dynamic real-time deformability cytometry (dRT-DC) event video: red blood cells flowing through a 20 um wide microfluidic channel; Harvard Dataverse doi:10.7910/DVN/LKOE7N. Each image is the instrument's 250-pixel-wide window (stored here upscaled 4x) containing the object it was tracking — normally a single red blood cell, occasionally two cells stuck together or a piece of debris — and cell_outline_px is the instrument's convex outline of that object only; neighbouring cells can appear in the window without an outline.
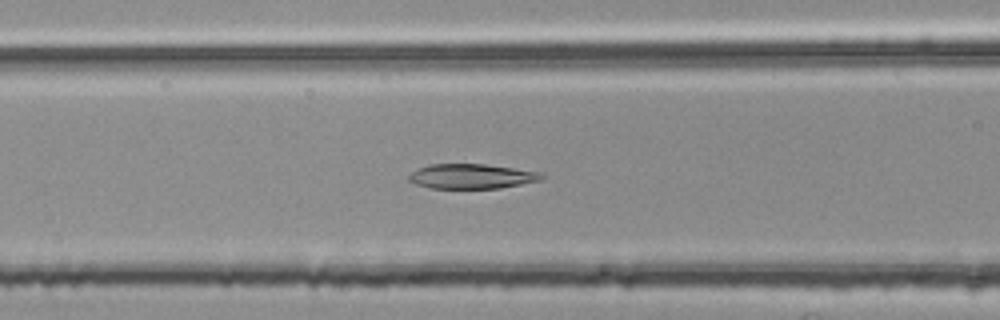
{"species": "common noctule bat (a hibernating species)", "species_latin": "Nyctalus noctula", "temperature_condition": "room temperature", "stored_images_in_passage": 41, "camera_frame_rate_fps": 3000, "um_per_image_px": 0.085, "animal": {"sex": "female", "body_mass_g": 25.1}, "frame": {"image": 1, "passage_image": 10, "time_ms": 3.0, "image_size_px": [1000, 320], "cell_outline_px": [[544, 176], [540, 180], [500, 188], [432, 188], [416, 184], [408, 180], [408, 176], [412, 172], [428, 164], [484, 164], [540, 172]], "centroid_in_image_um": [40.06, 14.98], "position_along_channel_um": 126.5, "area_um2": 18.9}}
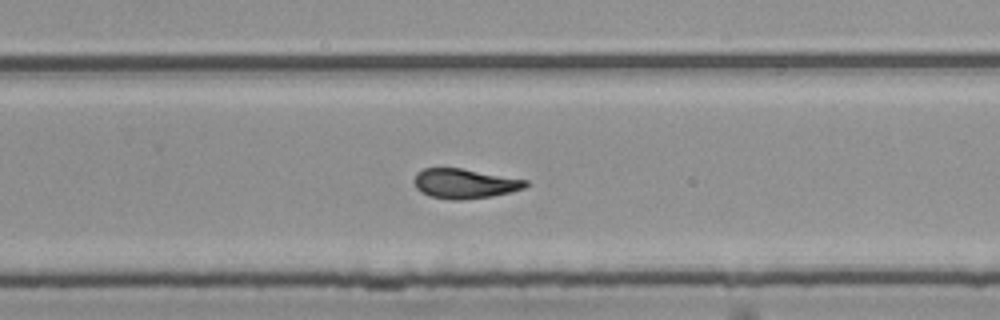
{"frame": {"image": 2, "passage_image": 23, "time_ms": 7.333, "image_size_px": [1000, 320], "cell_outline_px": [[528, 184], [524, 188], [512, 192], [492, 196], [460, 200], [452, 200], [432, 196], [416, 188], [412, 180], [416, 172], [424, 168], [460, 168], [528, 180]], "centroid_in_image_um": [39.49, 15.6], "position_along_channel_um": 290.3, "area_um2": 19.25}}
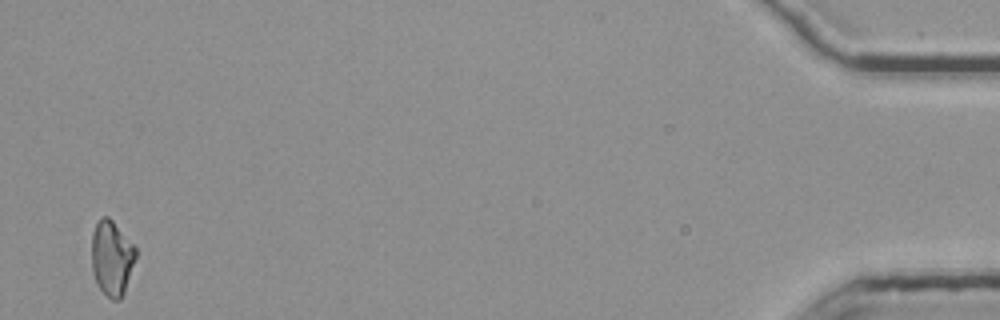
{"frame": {"image": 3, "passage_image": 41, "time_ms": 13.333, "image_size_px": [1000, 320], "cell_outline_px": [[136, 256], [124, 292], [120, 300], [112, 300], [96, 284], [92, 272], [92, 232], [100, 216], [108, 216], [112, 220], [136, 248]], "centroid_in_image_um": [9.48, 21.92], "position_along_channel_um": 425.7, "area_um2": 19.13}, "authors_computed_cell_mechanics": {"area_um2": 19.5942, "velocity_mm_per_s": 3.7906, "shape_relaxation_time_tau1_ms": 8.7065, "shape_relaxation_time_tau2_ms": 1.5533, "deformation_change_tau1": 0.2183, "deformation_change_tau2": 0.0831}}